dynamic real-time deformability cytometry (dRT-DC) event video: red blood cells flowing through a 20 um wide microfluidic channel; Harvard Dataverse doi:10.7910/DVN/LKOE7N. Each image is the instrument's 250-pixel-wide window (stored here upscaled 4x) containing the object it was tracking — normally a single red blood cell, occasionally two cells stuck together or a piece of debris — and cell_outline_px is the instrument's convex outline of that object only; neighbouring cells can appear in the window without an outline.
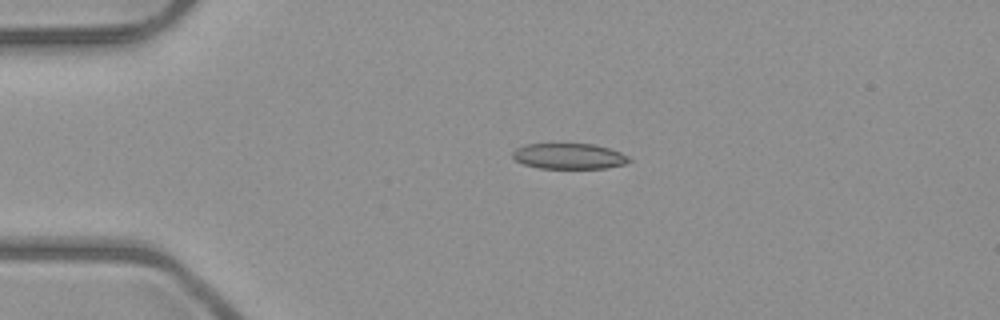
{"species": "common noctule bat (a hibernating species)", "species_latin": "Nyctalus noctula", "temperature_condition": "room temperature", "stored_images_in_passage": 4, "camera_frame_rate_fps": 3000, "um_per_image_px": 0.085, "animal": {"sex": "male", "body_mass_g": 23.1, "forearm_length_mm": 52.7}, "frame": {"image": 1, "passage_image": 3, "time_ms": 2.333, "image_size_px": [1000, 320], "cell_outline_px": [[632, 160], [624, 164], [604, 168], [540, 168], [524, 164], [516, 160], [512, 156], [512, 152], [516, 148], [524, 144], [596, 144], [620, 152], [628, 156]], "centroid_in_image_um": [48.36, 13.27], "position_along_channel_um": 36.6, "area_um2": 17.34}}